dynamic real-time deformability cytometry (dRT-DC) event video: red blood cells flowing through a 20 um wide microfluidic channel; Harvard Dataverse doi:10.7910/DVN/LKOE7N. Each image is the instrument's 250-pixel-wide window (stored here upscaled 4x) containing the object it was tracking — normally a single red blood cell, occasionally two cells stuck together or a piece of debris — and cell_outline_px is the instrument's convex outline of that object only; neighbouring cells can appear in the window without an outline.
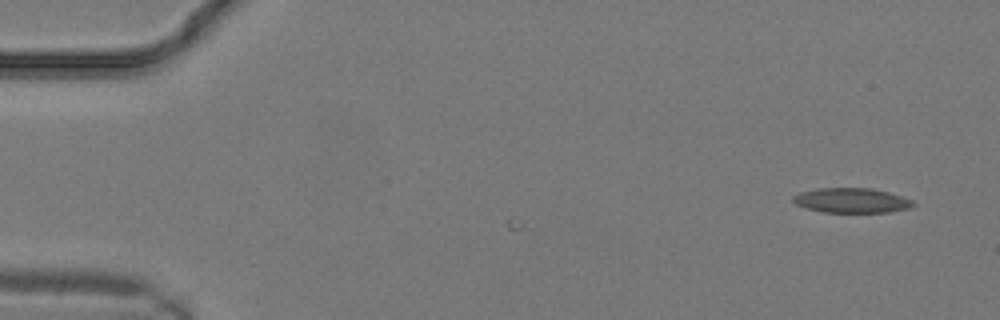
{"species": "common noctule bat (a hibernating species)", "species_latin": "Nyctalus noctula", "temperature_condition": "warm", "stored_images_in_passage": 3, "camera_frame_rate_fps": 3000, "um_per_image_px": 0.085, "animal": {"sex": "male", "body_mass_g": 19.2, "forearm_length_mm": 51.8}, "frame": {"image": 1, "passage_image": 1, "time_ms": 0.0, "image_size_px": [1000, 320], "cell_outline_px": [[916, 204], [908, 208], [888, 212], [824, 212], [804, 208], [796, 204], [792, 200], [792, 196], [800, 192], [816, 188], [872, 188], [888, 192], [912, 200]], "centroid_in_image_um": [72.34, 17.03], "position_along_channel_um": 12.7, "area_um2": 17.34}}